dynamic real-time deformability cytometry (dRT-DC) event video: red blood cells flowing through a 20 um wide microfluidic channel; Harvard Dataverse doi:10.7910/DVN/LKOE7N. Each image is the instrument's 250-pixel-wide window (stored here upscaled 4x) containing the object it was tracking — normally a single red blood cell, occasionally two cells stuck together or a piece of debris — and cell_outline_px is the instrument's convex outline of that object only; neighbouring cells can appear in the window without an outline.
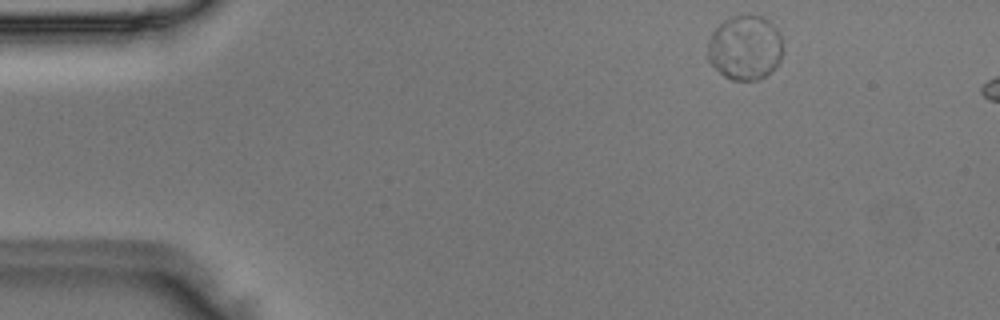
{"species": "Egyptian fruit bat (a non-hibernating species)", "species_latin": "Rousettus aegyptiacus", "temperature_condition": "room temperature", "stored_images_in_passage": 16, "camera_frame_rate_fps": 3000, "um_per_image_px": 0.085, "animal": {"sex": "male"}, "frame": {"image": 1, "passage_image": 1, "time_ms": 0.0, "image_size_px": [1000, 320], "cell_outline_px": [[780, 60], [776, 68], [764, 76], [756, 80], [732, 80], [724, 76], [708, 60], [708, 44], [712, 32], [724, 20], [732, 16], [764, 16], [776, 28], [780, 36]], "centroid_in_image_um": [63.31, 4.06], "position_along_channel_um": 21.7, "area_um2": 27.92}}
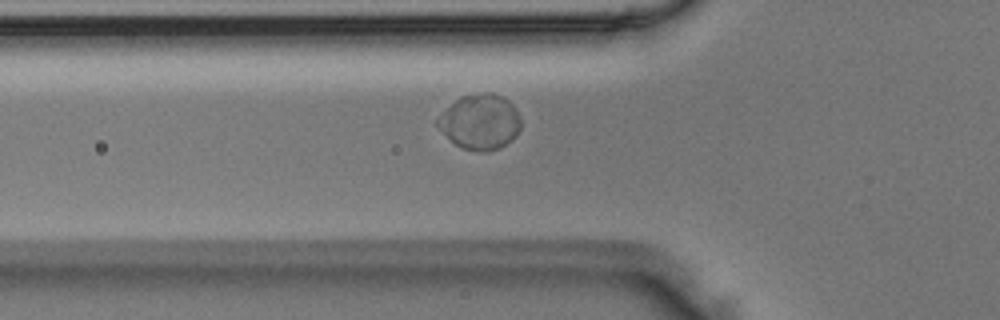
{"frame": {"image": 2, "passage_image": 12, "time_ms": 3.667, "image_size_px": [1000, 320], "cell_outline_px": [[520, 128], [516, 136], [500, 148], [488, 152], [480, 152], [464, 148], [456, 144], [436, 124], [436, 120], [460, 96], [492, 92], [508, 100], [512, 104], [520, 116]], "centroid_in_image_um": [40.85, 10.37], "position_along_channel_um": 85.0, "area_um2": 26.3}}
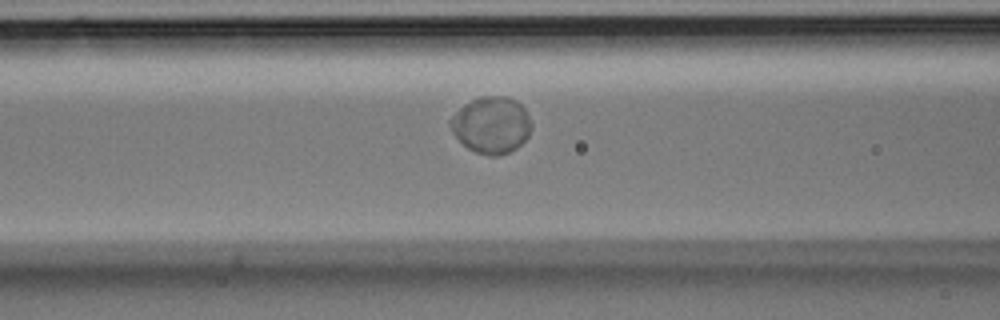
{"frame": {"image": 3, "passage_image": 15, "time_ms": 4.667, "image_size_px": [1000, 320], "cell_outline_px": [[528, 136], [516, 148], [508, 152], [496, 156], [488, 156], [476, 152], [468, 148], [452, 132], [448, 124], [448, 120], [464, 104], [480, 96], [508, 96], [516, 100], [524, 108], [528, 116]], "centroid_in_image_um": [41.72, 10.61], "position_along_channel_um": 124.9, "area_um2": 26.41}}